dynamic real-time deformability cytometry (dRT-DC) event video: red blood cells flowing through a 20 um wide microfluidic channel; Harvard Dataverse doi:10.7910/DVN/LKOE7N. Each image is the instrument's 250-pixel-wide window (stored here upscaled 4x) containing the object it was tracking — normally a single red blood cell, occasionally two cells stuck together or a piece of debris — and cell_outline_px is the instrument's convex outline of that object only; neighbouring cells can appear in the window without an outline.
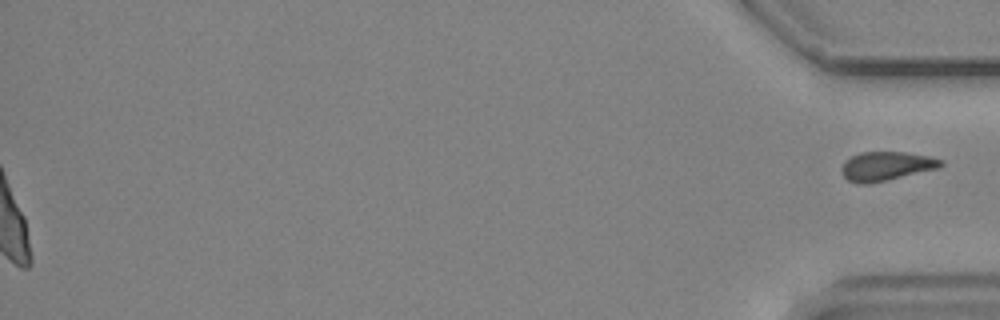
{"species": "common noctule bat (a hibernating species)", "species_latin": "Nyctalus noctula", "temperature_condition": "cold", "stored_images_in_passage": 41, "segment_of_instrument_passage": [2, 2], "camera_frame_rate_fps": 3000, "um_per_image_px": 0.085, "animal": {"sex": "male", "body_mass_g": 19.2, "forearm_length_mm": 51.8}, "frame": {"image": 1, "passage_image": 41, "time_ms": 13.333, "image_size_px": [1000, 320], "cell_outline_px": [[944, 164], [940, 168], [868, 184], [856, 184], [848, 180], [844, 176], [840, 168], [852, 156], [860, 152], [904, 152], [928, 156], [944, 160]], "centroid_in_image_um": [75.36, 14.12], "position_along_channel_um": 359.8, "area_um2": 16.7}}